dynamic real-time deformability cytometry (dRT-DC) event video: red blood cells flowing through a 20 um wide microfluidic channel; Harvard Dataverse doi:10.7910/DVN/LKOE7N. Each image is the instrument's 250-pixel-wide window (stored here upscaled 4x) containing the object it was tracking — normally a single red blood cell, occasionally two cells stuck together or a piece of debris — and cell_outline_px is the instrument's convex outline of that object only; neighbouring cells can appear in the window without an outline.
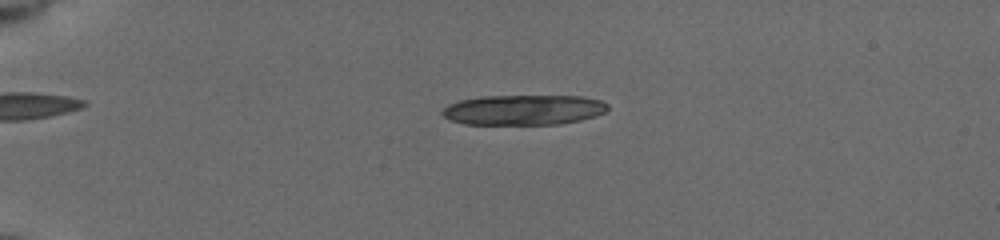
{"species": "common noctule bat (a hibernating species)", "species_latin": "Nyctalus noctula", "temperature_condition": "cold", "stored_images_in_passage": 17, "camera_frame_rate_fps": 3000, "um_per_image_px": 0.085, "animal": {"sex": "female", "body_mass_g": 19.5, "forearm_length_mm": 54.1}, "frame": {"image": 1, "passage_image": 3, "time_ms": 0.667, "image_size_px": [1000, 240], "cell_outline_px": [[608, 108], [604, 112], [596, 116], [580, 120], [560, 124], [464, 124], [448, 120], [440, 112], [448, 104], [460, 100], [480, 96], [580, 96], [600, 100], [608, 104]], "centroid_in_image_um": [44.48, 9.34], "position_along_channel_um": 40.5, "area_um2": 29.19}}